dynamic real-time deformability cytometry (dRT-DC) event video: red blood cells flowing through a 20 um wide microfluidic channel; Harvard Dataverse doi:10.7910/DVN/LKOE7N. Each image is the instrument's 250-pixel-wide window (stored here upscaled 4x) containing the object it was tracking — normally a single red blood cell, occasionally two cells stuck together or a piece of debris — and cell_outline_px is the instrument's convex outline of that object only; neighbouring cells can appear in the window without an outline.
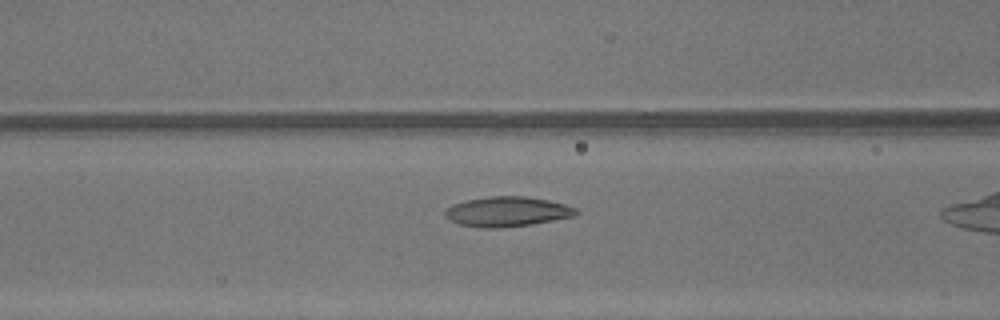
{"species": "common noctule bat (a hibernating species)", "species_latin": "Nyctalus noctula", "temperature_condition": "warm", "stored_images_in_passage": 34, "camera_frame_rate_fps": 3000, "um_per_image_px": 0.085, "animal": {"sex": "male", "body_mass_g": 13.3}, "frame": {"image": 1, "passage_image": 16, "time_ms": 5.0, "image_size_px": [1000, 320], "cell_outline_px": [[580, 212], [572, 216], [532, 224], [496, 228], [484, 228], [460, 224], [448, 220], [444, 216], [444, 212], [452, 204], [468, 200], [488, 196], [524, 196], [548, 200], [564, 204], [576, 208]], "centroid_in_image_um": [43.08, 17.98], "position_along_channel_um": 123.5, "area_um2": 22.66}}
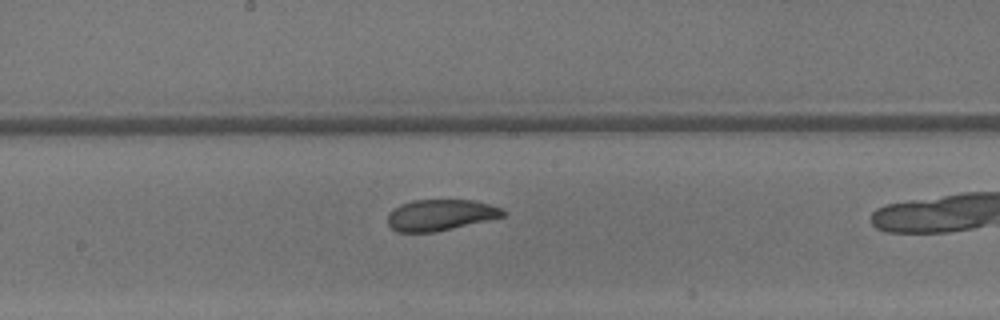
{"frame": {"image": 2, "passage_image": 22, "time_ms": 7.0, "image_size_px": [1000, 320], "cell_outline_px": [[508, 212], [504, 216], [436, 232], [396, 232], [388, 224], [388, 212], [392, 208], [400, 204], [412, 200], [472, 200], [492, 204]], "centroid_in_image_um": [37.41, 18.27], "position_along_channel_um": 210.8, "area_um2": 21.04}}
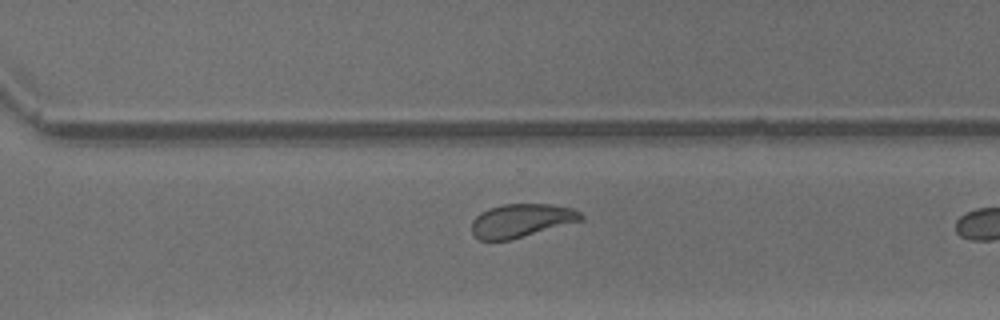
{"frame": {"image": 3, "passage_image": 30, "time_ms": 9.667, "image_size_px": [1000, 320], "cell_outline_px": [[584, 220], [508, 240], [480, 240], [472, 232], [472, 220], [476, 216], [492, 208], [504, 204], [552, 204], [572, 208], [580, 212], [584, 216]], "centroid_in_image_um": [44.35, 18.74], "position_along_channel_um": 326.2, "area_um2": 20.98}}